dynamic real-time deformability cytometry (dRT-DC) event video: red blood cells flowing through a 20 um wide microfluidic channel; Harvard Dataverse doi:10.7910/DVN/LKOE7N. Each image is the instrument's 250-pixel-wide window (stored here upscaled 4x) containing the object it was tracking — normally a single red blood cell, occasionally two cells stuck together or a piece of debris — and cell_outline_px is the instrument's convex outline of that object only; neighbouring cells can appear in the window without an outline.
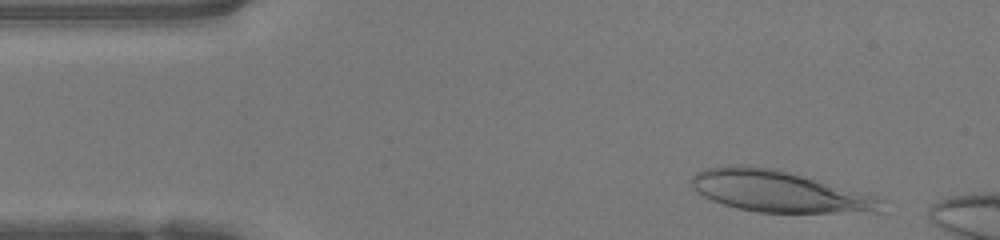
{"species": "human", "species_latin": "Homo sapiens", "temperature_condition": "warm", "stored_images_in_passage": 37, "camera_frame_rate_fps": 3000, "um_per_image_px": 0.085, "donor": {"sex": "female"}, "frame": {"image": 1, "passage_image": 3, "time_ms": 0.667, "image_size_px": [1000, 240], "cell_outline_px": [[880, 212], [760, 212], [736, 208], [712, 200], [696, 192], [692, 188], [692, 176], [696, 172], [708, 168], [776, 168], [876, 196]], "centroid_in_image_um": [66.19, 16.29], "position_along_channel_um": 18.8, "area_um2": 44.04}}
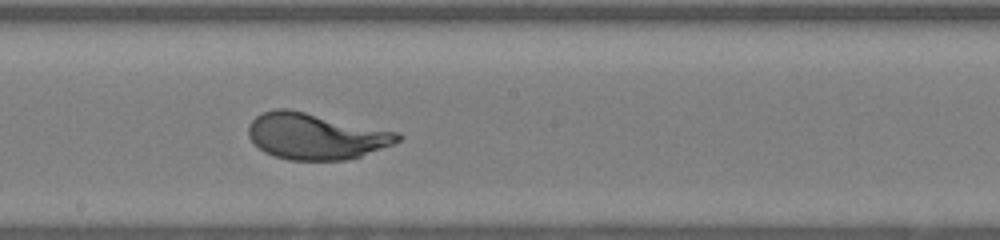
{"frame": {"image": 2, "passage_image": 23, "time_ms": 7.333, "image_size_px": [1000, 240], "cell_outline_px": [[404, 136], [400, 140], [392, 144], [360, 156], [344, 160], [288, 160], [264, 152], [248, 136], [248, 124], [256, 116], [264, 112], [276, 108], [288, 108], [400, 132]], "centroid_in_image_um": [26.84, 11.56], "position_along_channel_um": 221.4, "area_um2": 40.17}}
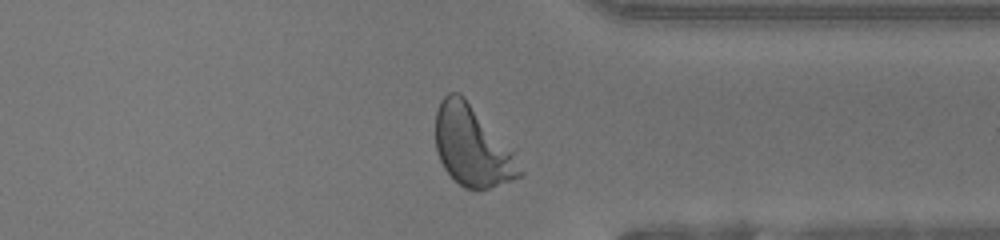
{"frame": {"image": 3, "passage_image": 34, "time_ms": 11.0, "image_size_px": [1000, 240], "cell_outline_px": [[524, 176], [488, 188], [464, 188], [444, 168], [440, 160], [436, 148], [436, 112], [440, 100], [448, 92], [460, 92], [464, 96], [512, 152], [524, 172]], "centroid_in_image_um": [40.11, 12.42], "position_along_channel_um": 371.3, "area_um2": 38.49}, "authors_computed_cell_mechanics": {"area_um2": 40.2288, "velocity_mm_per_s": 4.2214, "shape_relaxation_time_tau1_ms": 3.1992, "shape_relaxation_time_tau2_ms": null, "deformation_change_tau1": 0.2374, "deformation_change_tau2": null}}